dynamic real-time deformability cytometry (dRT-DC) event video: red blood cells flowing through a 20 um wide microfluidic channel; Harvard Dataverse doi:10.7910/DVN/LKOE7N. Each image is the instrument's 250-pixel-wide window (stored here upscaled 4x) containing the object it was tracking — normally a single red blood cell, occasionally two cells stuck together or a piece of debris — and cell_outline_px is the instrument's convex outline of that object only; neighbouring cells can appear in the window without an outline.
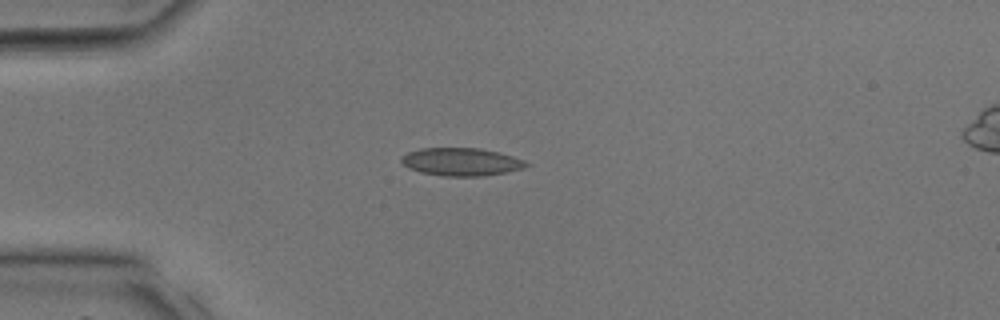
{"species": "common noctule bat (a hibernating species)", "species_latin": "Nyctalus noctula", "temperature_condition": "room temperature", "stored_images_in_passage": 32, "camera_frame_rate_fps": 3000, "um_per_image_px": 0.085, "animal": {"sex": "male", "body_mass_g": 17.9, "forearm_length_mm": 54.2}, "frame": {"image": 1, "passage_image": 6, "time_ms": 1.667, "image_size_px": [1000, 320], "cell_outline_px": [[528, 164], [524, 168], [504, 172], [480, 176], [444, 176], [420, 172], [404, 164], [400, 160], [400, 156], [408, 152], [424, 148], [480, 148], [512, 156], [524, 160]], "centroid_in_image_um": [39.18, 13.75], "position_along_channel_um": 45.8, "area_um2": 19.94}}
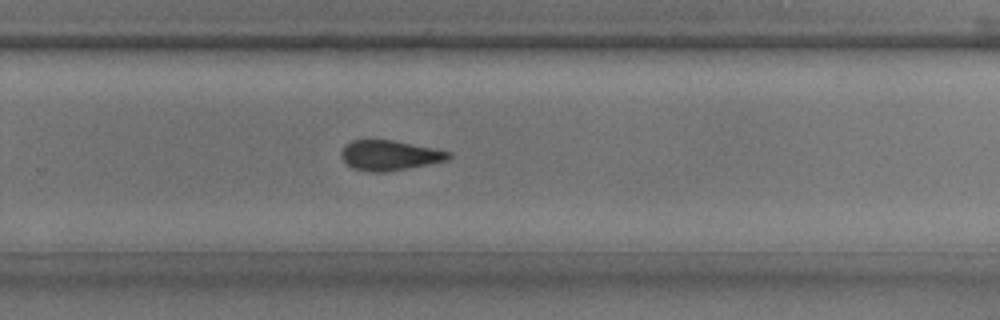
{"frame": {"image": 2, "passage_image": 20, "time_ms": 6.333, "image_size_px": [1000, 320], "cell_outline_px": [[452, 156], [448, 160], [384, 172], [372, 172], [352, 168], [340, 156], [340, 152], [344, 144], [352, 140], [392, 140], [452, 152]], "centroid_in_image_um": [33.08, 13.19], "position_along_channel_um": 296.7, "area_um2": 18.61}}
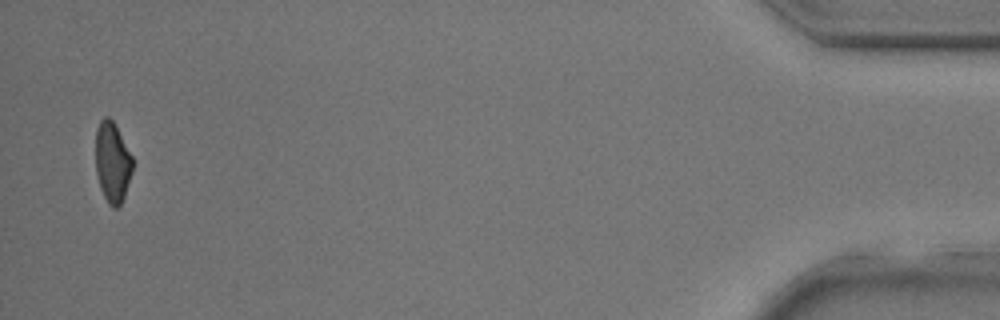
{"frame": {"image": 3, "passage_image": 31, "time_ms": 10.0, "image_size_px": [1000, 320], "cell_outline_px": [[132, 172], [124, 196], [120, 204], [116, 208], [112, 208], [108, 204], [100, 188], [96, 172], [96, 128], [100, 120], [104, 116], [108, 116], [112, 120], [132, 156]], "centroid_in_image_um": [9.54, 13.79], "position_along_channel_um": 425.7, "area_um2": 17.17}}